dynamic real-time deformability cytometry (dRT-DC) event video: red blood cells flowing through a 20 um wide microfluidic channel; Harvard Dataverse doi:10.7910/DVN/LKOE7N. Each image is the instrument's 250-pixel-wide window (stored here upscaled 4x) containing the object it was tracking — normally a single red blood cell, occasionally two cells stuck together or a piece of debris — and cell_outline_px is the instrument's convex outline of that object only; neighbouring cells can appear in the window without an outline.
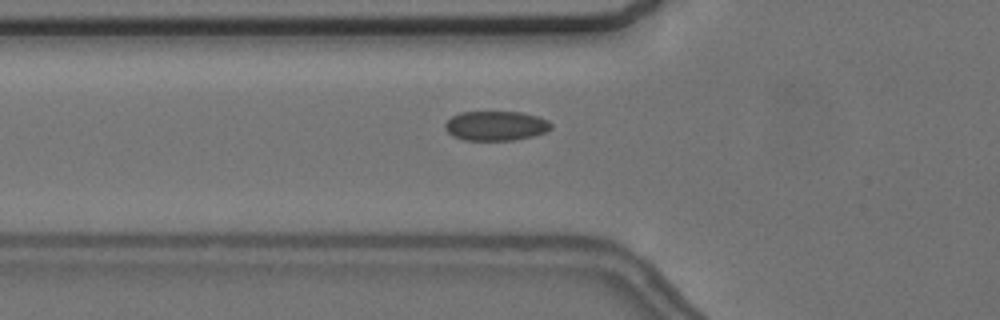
{"species": "common noctule bat (a hibernating species)", "species_latin": "Nyctalus noctula", "temperature_condition": "cold", "stored_images_in_passage": 39, "camera_frame_rate_fps": 3000, "um_per_image_px": 0.085, "animal": {"sex": "female", "body_mass_g": 24.6, "forearm_length_mm": 56.2}, "frame": {"image": 1, "passage_image": 3, "time_ms": 0.667, "image_size_px": [1000, 320], "cell_outline_px": [[552, 128], [544, 132], [532, 136], [512, 140], [464, 140], [452, 136], [444, 128], [444, 124], [452, 116], [460, 112], [520, 112], [536, 116], [548, 120], [552, 124]], "centroid_in_image_um": [42.12, 10.69], "position_along_channel_um": 83.7, "area_um2": 18.21}}
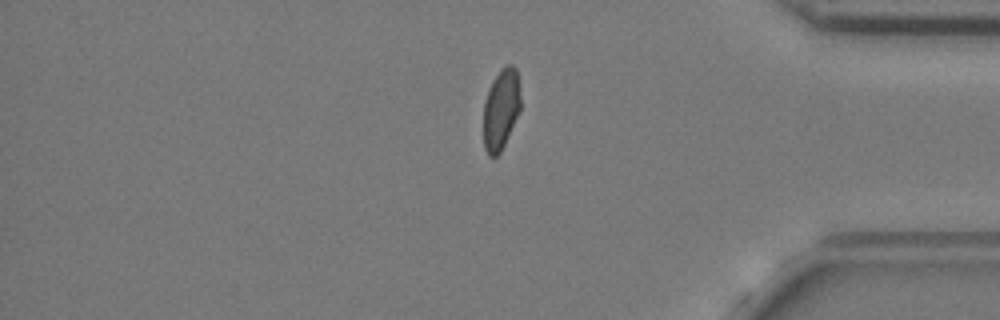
{"frame": {"image": 2, "passage_image": 30, "time_ms": 9.667, "image_size_px": [1000, 320], "cell_outline_px": [[520, 108], [508, 136], [500, 152], [496, 156], [488, 156], [484, 148], [484, 104], [492, 80], [500, 68], [508, 64], [512, 64], [516, 68], [520, 96]], "centroid_in_image_um": [42.57, 9.26], "position_along_channel_um": 392.6, "area_um2": 17.22}}
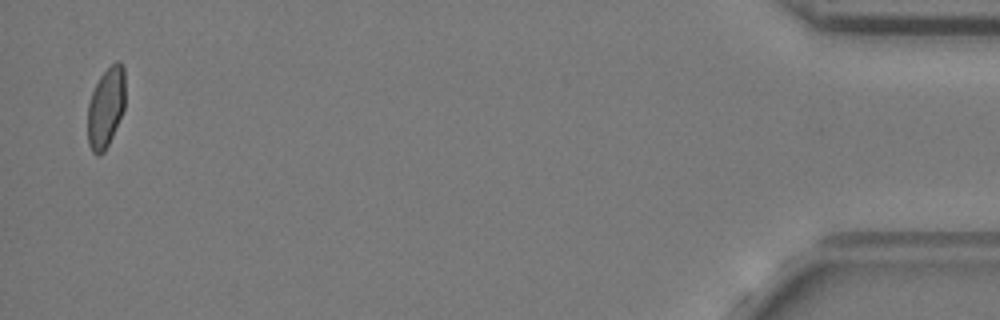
{"frame": {"image": 3, "passage_image": 38, "time_ms": 12.333, "image_size_px": [1000, 320], "cell_outline_px": [[124, 108], [112, 136], [104, 152], [100, 156], [96, 156], [92, 152], [88, 144], [88, 104], [92, 92], [100, 76], [116, 60], [120, 60], [124, 64]], "centroid_in_image_um": [8.99, 9.13], "position_along_channel_um": 426.2, "area_um2": 17.51}, "authors_computed_cell_mechanics": {"area_um2": 18.207, "velocity_mm_per_s": 3.6849, "shape_relaxation_time_tau1_ms": 3.5532, "shape_relaxation_time_tau2_ms": null, "deformation_change_tau1": 0.086, "deformation_change_tau2": null}}